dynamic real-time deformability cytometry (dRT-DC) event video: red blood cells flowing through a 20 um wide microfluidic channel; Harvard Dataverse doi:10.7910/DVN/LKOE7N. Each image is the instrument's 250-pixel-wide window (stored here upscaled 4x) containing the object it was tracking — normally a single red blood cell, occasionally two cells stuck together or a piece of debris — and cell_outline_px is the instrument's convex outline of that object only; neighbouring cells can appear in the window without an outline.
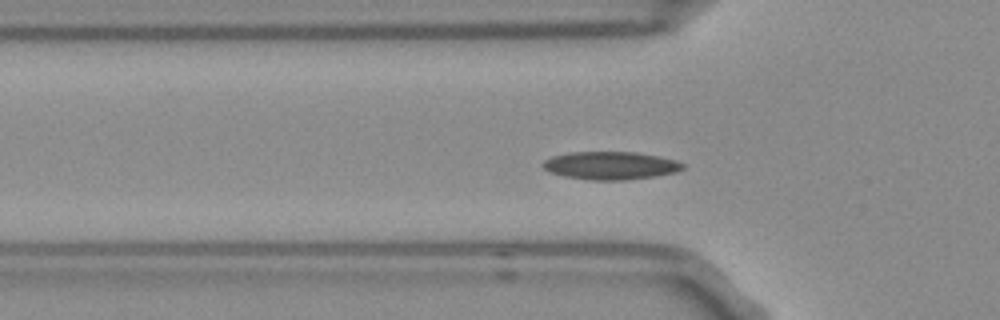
{"species": "Egyptian fruit bat (a non-hibernating species)", "species_latin": "Rousettus aegyptiacus", "temperature_condition": "room temperature", "stored_images_in_passage": 45, "camera_frame_rate_fps": 3000, "um_per_image_px": 0.085, "frame": {"image": 1, "passage_image": 7, "time_ms": 2.0, "image_size_px": [1000, 320], "cell_outline_px": [[684, 168], [676, 172], [656, 176], [624, 180], [588, 180], [564, 176], [548, 172], [540, 164], [544, 160], [552, 156], [572, 152], [636, 152], [676, 160], [684, 164]], "centroid_in_image_um": [51.86, 14.07], "position_along_channel_um": 73.9, "area_um2": 22.83}}
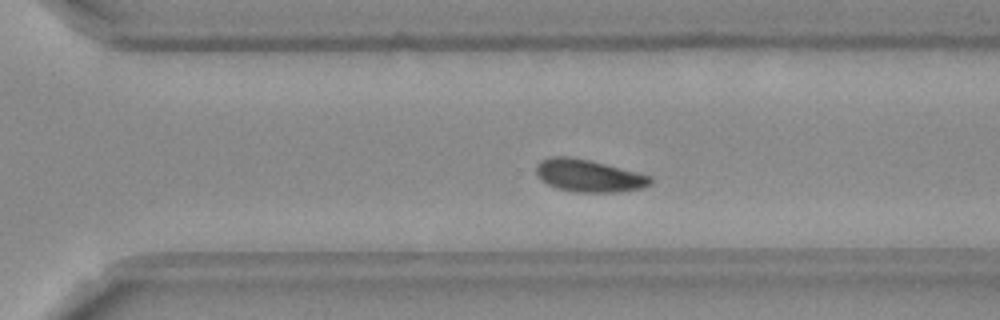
{"frame": {"image": 2, "passage_image": 27, "time_ms": 8.667, "image_size_px": [1000, 320], "cell_outline_px": [[652, 184], [640, 188], [616, 192], [572, 192], [556, 188], [548, 184], [536, 176], [536, 164], [540, 160], [548, 156], [568, 156], [588, 160], [640, 172], [652, 176]], "centroid_in_image_um": [50.02, 14.93], "position_along_channel_um": 320.6, "area_um2": 21.79}}
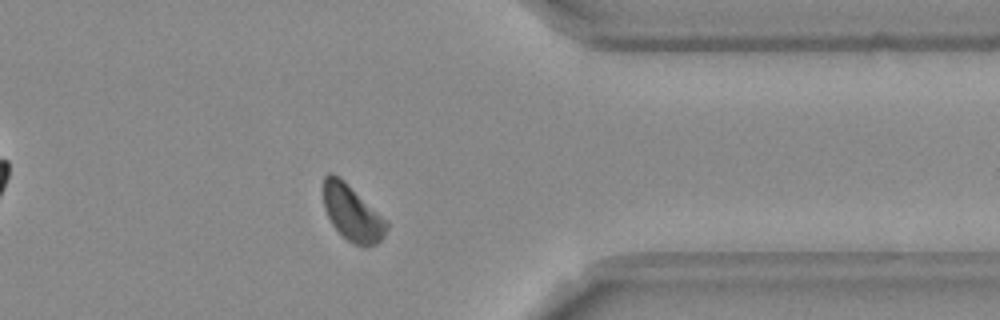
{"frame": {"image": 3, "passage_image": 33, "time_ms": 10.667, "image_size_px": [1000, 320], "cell_outline_px": [[388, 228], [384, 236], [376, 244], [364, 248], [360, 248], [352, 244], [332, 224], [324, 208], [324, 176], [328, 172], [332, 172], [344, 180], [388, 220]], "centroid_in_image_um": [29.97, 18.12], "position_along_channel_um": 381.4, "area_um2": 20.75}, "authors_computed_cell_mechanics": {"area_um2": 21.3282, "velocity_mm_per_s": 3.6933, "shape_relaxation_time_tau1_ms": 4.2774, "shape_relaxation_time_tau2_ms": null, "deformation_change_tau1": 0.0942, "deformation_change_tau2": null}}